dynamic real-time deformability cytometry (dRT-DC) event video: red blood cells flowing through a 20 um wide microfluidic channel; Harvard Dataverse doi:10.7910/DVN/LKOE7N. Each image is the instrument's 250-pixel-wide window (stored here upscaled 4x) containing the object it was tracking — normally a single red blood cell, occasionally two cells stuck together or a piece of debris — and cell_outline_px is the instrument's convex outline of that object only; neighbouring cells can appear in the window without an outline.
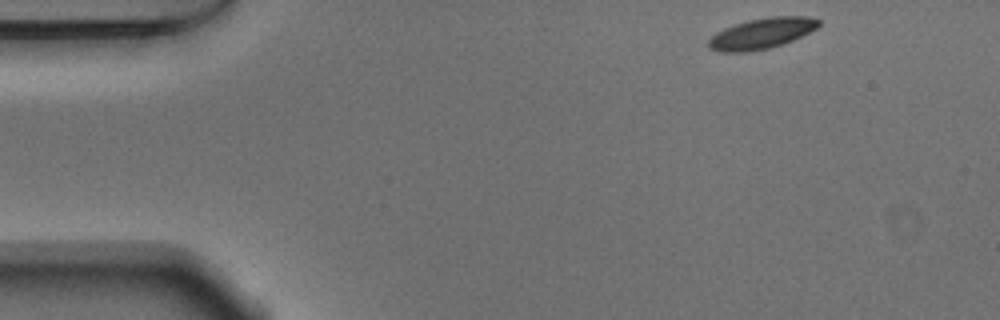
{"species": "Egyptian fruit bat (a non-hibernating species)", "species_latin": "Rousettus aegyptiacus", "temperature_condition": "warm", "stored_images_in_passage": 48, "camera_frame_rate_fps": 3000, "um_per_image_px": 0.085, "animal": {"sex": "male"}, "frame": {"image": 1, "passage_image": 1, "time_ms": 0.0, "image_size_px": [1000, 320], "cell_outline_px": [[820, 24], [816, 28], [792, 40], [768, 48], [744, 52], [720, 52], [708, 48], [708, 40], [716, 32], [732, 24], [748, 20], [768, 16], [808, 16], [820, 20]], "centroid_in_image_um": [64.7, 2.83], "position_along_channel_um": 20.3, "area_um2": 19.65}}
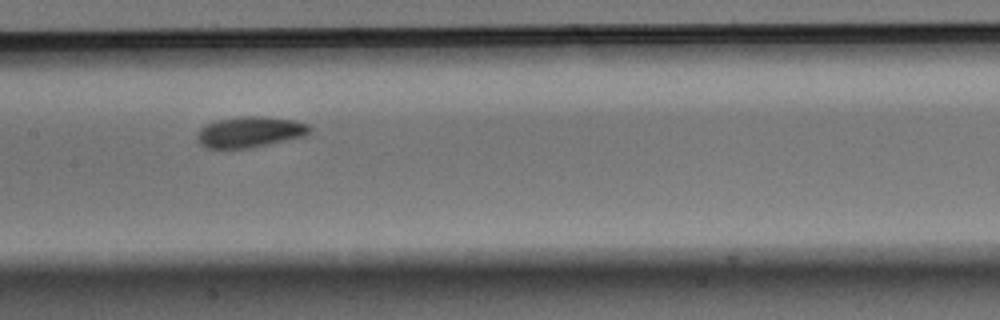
{"frame": {"image": 2, "passage_image": 21, "time_ms": 6.667, "image_size_px": [1000, 320], "cell_outline_px": [[312, 128], [304, 136], [268, 144], [248, 148], [204, 148], [196, 140], [196, 136], [200, 128], [204, 124], [216, 120], [240, 116], [264, 116], [296, 120], [308, 124]], "centroid_in_image_um": [21.2, 11.2], "position_along_channel_um": 186.2, "area_um2": 20.4}}
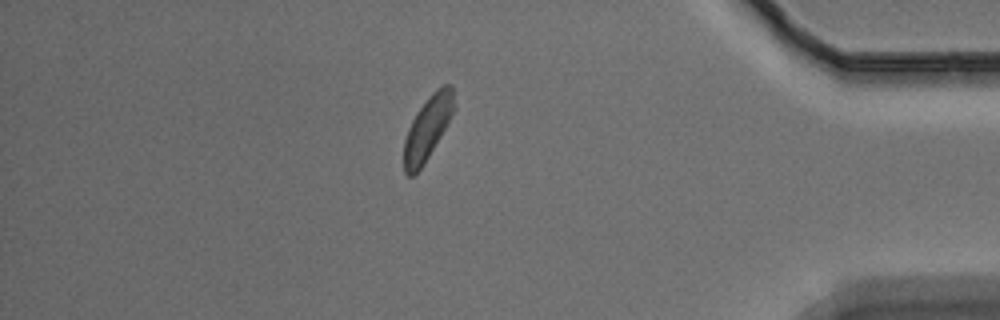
{"frame": {"image": 3, "passage_image": 41, "time_ms": 13.333, "image_size_px": [1000, 320], "cell_outline_px": [[456, 108], [424, 164], [412, 176], [408, 176], [404, 172], [404, 140], [408, 128], [416, 112], [428, 96], [436, 88], [444, 84], [452, 84]], "centroid_in_image_um": [36.36, 10.83], "position_along_channel_um": 398.8, "area_um2": 18.55}, "authors_computed_cell_mechanics": {"area_um2": 19.5075, "velocity_mm_per_s": 3.7434, "shape_relaxation_time_tau1_ms": 5.1092, "shape_relaxation_time_tau2_ms": 3.5044, "deformation_change_tau1": 0.1376, "deformation_change_tau2": 0.0871}}